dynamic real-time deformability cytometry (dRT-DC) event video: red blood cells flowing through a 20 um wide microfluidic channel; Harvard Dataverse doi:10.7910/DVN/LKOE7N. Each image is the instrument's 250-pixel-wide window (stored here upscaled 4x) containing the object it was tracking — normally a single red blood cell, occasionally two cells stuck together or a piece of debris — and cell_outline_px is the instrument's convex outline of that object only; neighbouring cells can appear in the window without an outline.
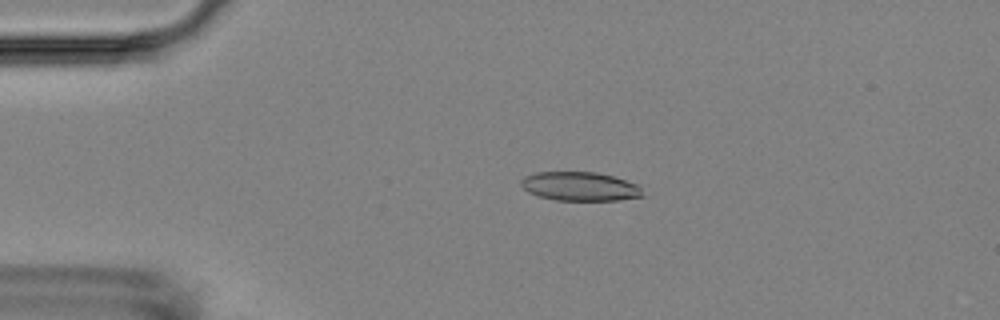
{"species": "Egyptian fruit bat (a non-hibernating species)", "species_latin": "Rousettus aegyptiacus", "temperature_condition": "room temperature", "stored_images_in_passage": 3, "camera_frame_rate_fps": 3000, "um_per_image_px": 0.085, "animal": {"sex": "female"}, "frame": {"image": 1, "passage_image": 2, "time_ms": 1.0, "image_size_px": [1000, 320], "cell_outline_px": [[644, 196], [620, 200], [556, 200], [540, 196], [528, 192], [520, 184], [520, 180], [524, 176], [536, 172], [596, 172], [612, 176], [636, 184], [640, 188]], "centroid_in_image_um": [49.27, 15.84], "position_along_channel_um": 35.7, "area_um2": 20.35}}